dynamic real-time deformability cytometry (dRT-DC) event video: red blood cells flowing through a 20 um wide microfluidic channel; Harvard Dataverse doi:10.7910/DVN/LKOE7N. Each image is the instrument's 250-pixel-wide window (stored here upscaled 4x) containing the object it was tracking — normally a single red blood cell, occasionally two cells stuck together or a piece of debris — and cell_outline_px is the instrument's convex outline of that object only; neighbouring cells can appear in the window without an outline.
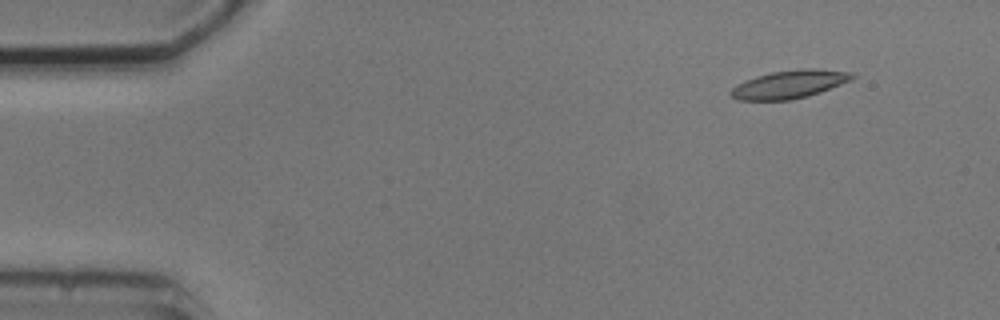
{"species": "common noctule bat (a hibernating species)", "species_latin": "Nyctalus noctula", "temperature_condition": "cold", "stored_images_in_passage": 6, "camera_frame_rate_fps": 3000, "um_per_image_px": 0.085, "animal": {"sex": "male", "body_mass_g": 20.5, "forearm_length_mm": 52.5}, "frame": {"image": 1, "passage_image": 2, "time_ms": 1.0, "image_size_px": [1000, 320], "cell_outline_px": [[856, 76], [852, 80], [820, 92], [808, 96], [792, 100], [740, 100], [732, 96], [728, 92], [736, 84], [744, 80], [756, 76], [772, 72], [808, 68], [816, 68], [852, 72]], "centroid_in_image_um": [67.11, 7.16], "position_along_channel_um": 17.9, "area_um2": 19.94}}
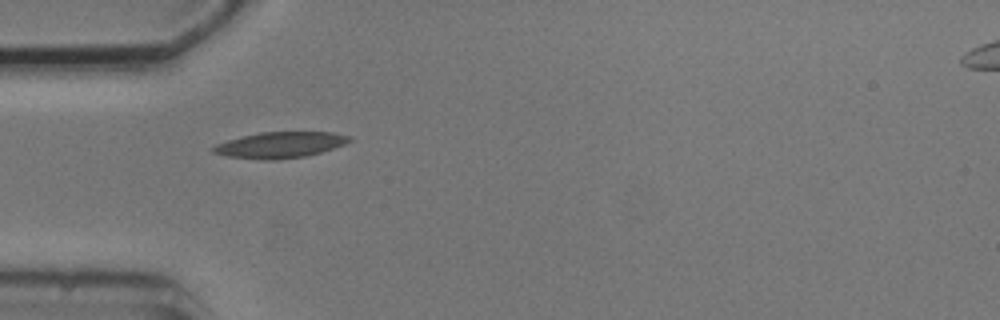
{"frame": {"image": 2, "passage_image": 5, "time_ms": 4.667, "image_size_px": [1000, 320], "cell_outline_px": [[352, 140], [344, 144], [320, 152], [304, 156], [276, 160], [260, 160], [228, 156], [212, 152], [208, 148], [216, 144], [228, 140], [260, 132], [332, 132], [348, 136]], "centroid_in_image_um": [23.75, 12.32], "position_along_channel_um": 61.2, "area_um2": 20.46}}
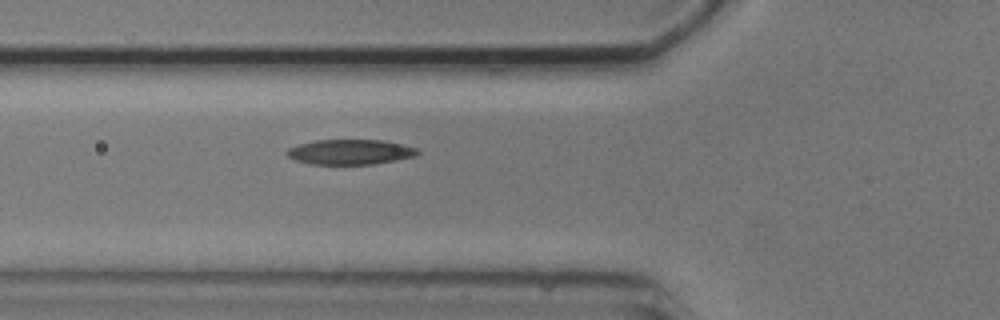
{"frame": {"image": 3, "passage_image": 6, "time_ms": 5.667, "image_size_px": [1000, 320], "cell_outline_px": [[420, 152], [416, 156], [396, 160], [372, 164], [312, 164], [296, 160], [288, 156], [284, 152], [288, 148], [300, 144], [316, 140], [380, 140], [404, 144], [416, 148]], "centroid_in_image_um": [29.78, 12.91], "position_along_channel_um": 96.0, "area_um2": 19.02}}